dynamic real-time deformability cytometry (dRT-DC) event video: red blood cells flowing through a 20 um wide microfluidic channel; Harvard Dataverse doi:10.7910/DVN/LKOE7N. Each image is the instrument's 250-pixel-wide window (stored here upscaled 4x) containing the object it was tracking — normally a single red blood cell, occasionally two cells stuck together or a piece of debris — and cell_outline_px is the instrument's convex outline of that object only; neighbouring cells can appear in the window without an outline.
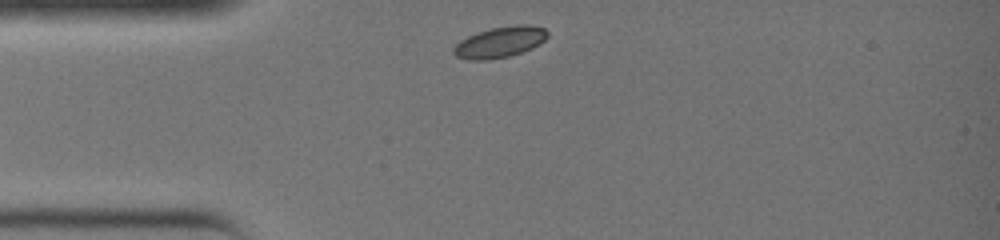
{"species": "common noctule bat (a hibernating species)", "species_latin": "Nyctalus noctula", "temperature_condition": "warm", "stored_images_in_passage": 24, "camera_frame_rate_fps": 3000, "um_per_image_px": 0.085, "animal": {"sex": "female", "body_mass_g": 19.0, "forearm_length_mm": 51.5}, "frame": {"image": 1, "passage_image": 1, "time_ms": 0.0, "image_size_px": [1000, 240], "cell_outline_px": [[548, 36], [540, 44], [532, 48], [508, 56], [488, 60], [468, 60], [456, 56], [452, 52], [452, 48], [460, 40], [476, 32], [492, 28], [516, 24], [528, 24], [544, 28], [548, 32]], "centroid_in_image_um": [42.48, 3.57], "position_along_channel_um": 42.5, "area_um2": 16.99}}
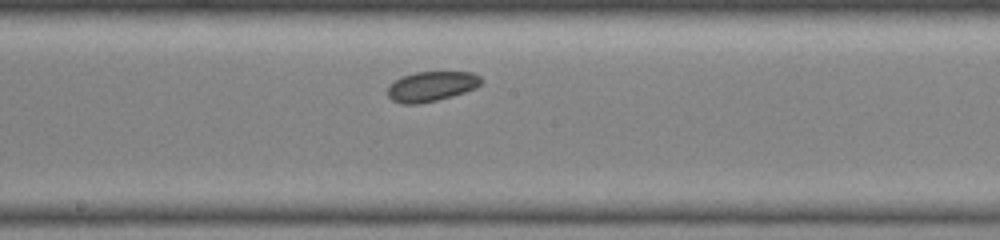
{"frame": {"image": 2, "passage_image": 12, "time_ms": 3.667, "image_size_px": [1000, 240], "cell_outline_px": [[484, 80], [476, 88], [452, 96], [420, 104], [400, 104], [392, 100], [388, 96], [388, 84], [404, 76], [416, 72], [472, 72], [480, 76]], "centroid_in_image_um": [36.68, 7.34], "position_along_channel_um": 211.5, "area_um2": 16.36}}
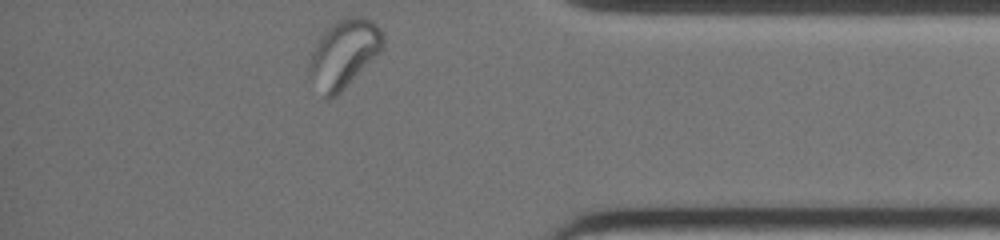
{"frame": {"image": 3, "passage_image": 24, "time_ms": 7.667, "image_size_px": [1000, 240], "cell_outline_px": [[384, 44], [380, 52], [336, 96], [328, 100], [324, 100], [308, 76], [308, 52], [320, 36], [336, 20], [344, 16], [364, 16], [376, 24], [380, 28], [384, 36]], "centroid_in_image_um": [29.17, 4.56], "position_along_channel_um": 406.0, "area_um2": 29.82}}